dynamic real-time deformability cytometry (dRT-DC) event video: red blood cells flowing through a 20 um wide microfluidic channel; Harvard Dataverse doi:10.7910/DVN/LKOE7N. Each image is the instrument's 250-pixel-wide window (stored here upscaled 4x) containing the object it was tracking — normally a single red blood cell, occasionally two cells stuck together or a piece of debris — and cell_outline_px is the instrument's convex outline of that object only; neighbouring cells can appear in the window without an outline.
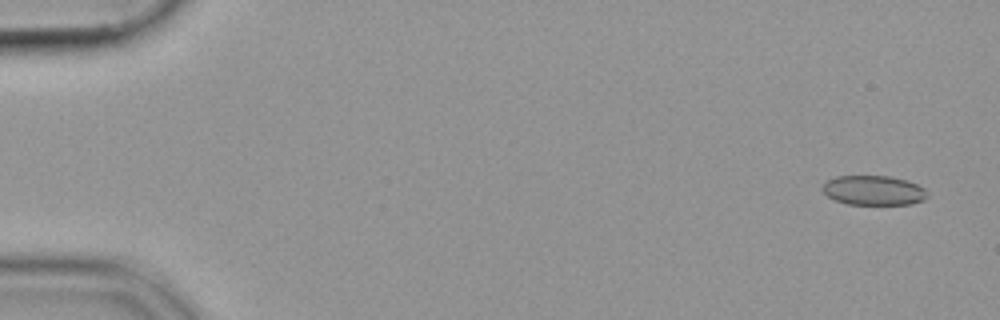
{"species": "common noctule bat (a hibernating species)", "species_latin": "Nyctalus noctula", "temperature_condition": "cold", "stored_images_in_passage": 54, "camera_frame_rate_fps": 3000, "um_per_image_px": 0.085, "animal": {"sex": "female", "body_mass_g": 19.9}, "frame": {"image": 1, "passage_image": 3, "time_ms": 0.667, "image_size_px": [1000, 320], "cell_outline_px": [[928, 196], [924, 200], [912, 204], [848, 204], [832, 200], [820, 188], [828, 180], [836, 176], [892, 176], [908, 180], [924, 188]], "centroid_in_image_um": [74.25, 16.18], "position_along_channel_um": 10.7, "area_um2": 18.21}}
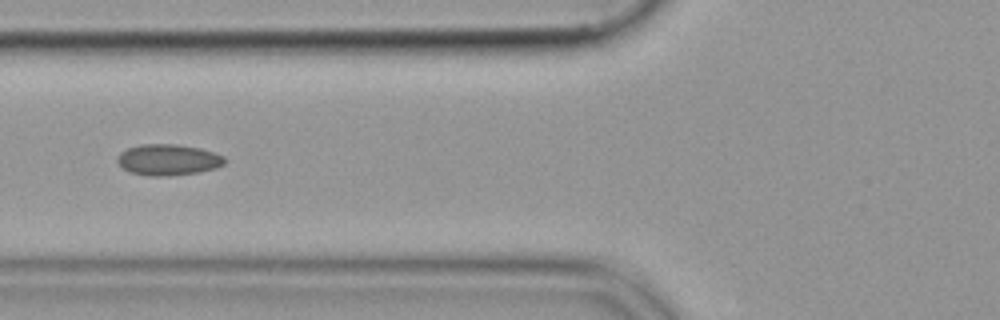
{"frame": {"image": 2, "passage_image": 22, "time_ms": 7.0, "image_size_px": [1000, 320], "cell_outline_px": [[228, 160], [224, 164], [216, 168], [200, 172], [168, 176], [148, 176], [128, 172], [116, 160], [120, 152], [128, 148], [140, 144], [176, 144], [200, 148], [224, 156]], "centroid_in_image_um": [14.3, 13.58], "position_along_channel_um": 111.5, "area_um2": 19.59}}
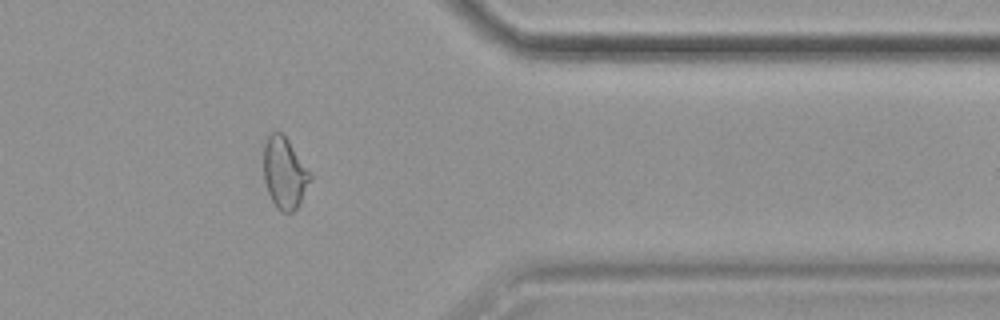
{"frame": {"image": 3, "passage_image": 45, "time_ms": 14.667, "image_size_px": [1000, 320], "cell_outline_px": [[312, 176], [300, 204], [292, 212], [280, 212], [276, 208], [268, 192], [264, 180], [264, 144], [268, 136], [272, 132], [280, 132], [288, 140], [312, 172]], "centroid_in_image_um": [24.2, 14.72], "position_along_channel_um": 387.2, "area_um2": 19.42}}